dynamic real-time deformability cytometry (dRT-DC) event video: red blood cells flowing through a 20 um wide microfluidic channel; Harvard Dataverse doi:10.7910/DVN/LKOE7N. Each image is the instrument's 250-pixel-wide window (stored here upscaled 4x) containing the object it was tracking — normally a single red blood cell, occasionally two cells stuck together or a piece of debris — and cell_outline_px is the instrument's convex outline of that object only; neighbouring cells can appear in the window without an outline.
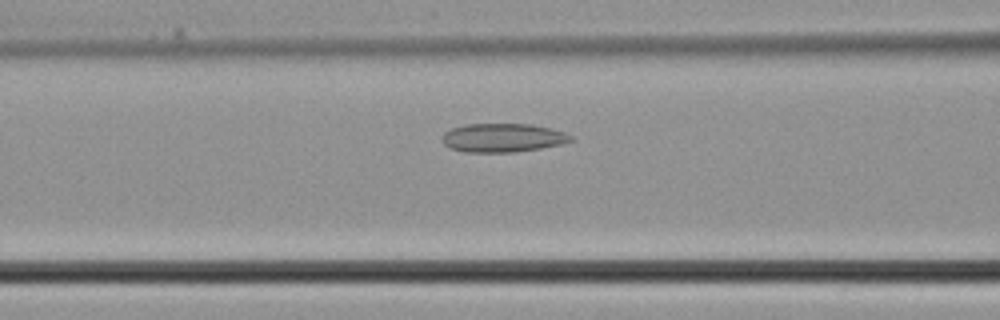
{"species": "common noctule bat (a hibernating species)", "species_latin": "Nyctalus noctula", "temperature_condition": "cold", "stored_images_in_passage": 22, "camera_frame_rate_fps": 3000, "um_per_image_px": 0.085, "animal": {"sex": "male", "body_mass_g": 21.5, "forearm_length_mm": 52.0}, "frame": {"image": 1, "passage_image": 11, "time_ms": 3.333, "image_size_px": [1000, 320], "cell_outline_px": [[572, 140], [560, 144], [540, 148], [516, 152], [464, 152], [452, 148], [444, 144], [440, 140], [444, 132], [452, 128], [464, 124], [532, 124], [564, 132], [572, 136]], "centroid_in_image_um": [42.69, 11.71], "position_along_channel_um": 123.9, "area_um2": 21.44}}
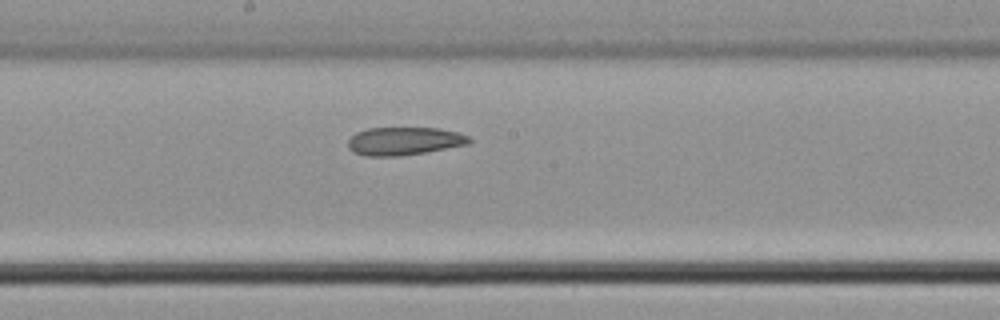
{"frame": {"image": 2, "passage_image": 16, "time_ms": 5.0, "image_size_px": [1000, 320], "cell_outline_px": [[472, 140], [468, 144], [424, 152], [400, 156], [364, 156], [352, 152], [348, 148], [348, 140], [356, 132], [368, 128], [440, 128], [456, 132], [468, 136]], "centroid_in_image_um": [34.31, 11.99], "position_along_channel_um": 213.9, "area_um2": 19.77}}
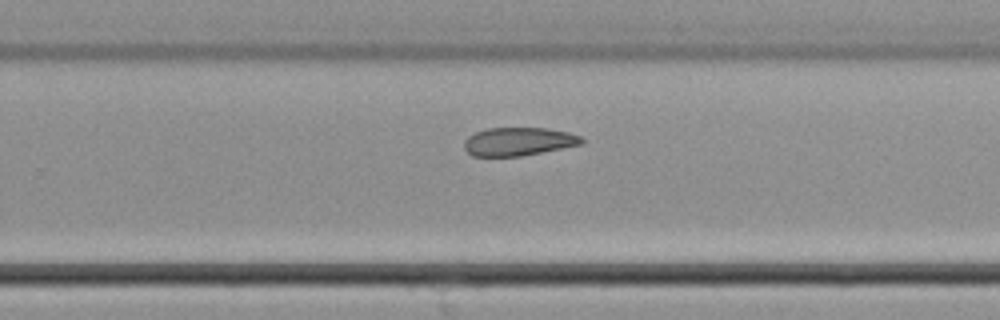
{"frame": {"image": 3, "passage_image": 20, "time_ms": 6.333, "image_size_px": [1000, 320], "cell_outline_px": [[584, 144], [520, 156], [472, 156], [464, 148], [464, 140], [468, 136], [476, 132], [488, 128], [548, 128], [568, 132], [580, 136], [584, 140]], "centroid_in_image_um": [44.08, 12.03], "position_along_channel_um": 285.7, "area_um2": 19.36}}